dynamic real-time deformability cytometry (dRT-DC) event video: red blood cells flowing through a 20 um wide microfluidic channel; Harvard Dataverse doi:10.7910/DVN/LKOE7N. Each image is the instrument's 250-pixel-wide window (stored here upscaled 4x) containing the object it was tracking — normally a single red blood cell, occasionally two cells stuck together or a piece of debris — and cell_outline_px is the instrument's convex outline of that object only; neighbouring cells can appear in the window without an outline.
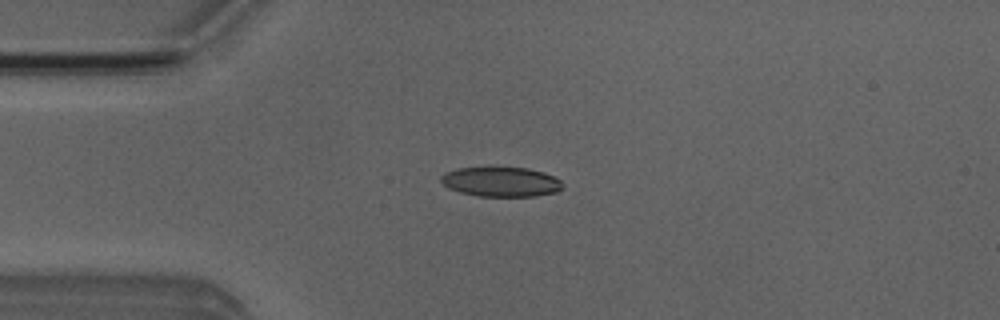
{"species": "Egyptian fruit bat (a non-hibernating species)", "species_latin": "Rousettus aegyptiacus", "temperature_condition": "room temperature", "stored_images_in_passage": 5, "camera_frame_rate_fps": 3000, "um_per_image_px": 0.085, "animal": {"sex": "male"}, "frame": {"image": 1, "passage_image": 3, "time_ms": 3.333, "image_size_px": [1000, 320], "cell_outline_px": [[564, 188], [556, 192], [536, 196], [476, 196], [460, 192], [448, 188], [440, 180], [440, 176], [444, 172], [456, 168], [492, 164], [528, 168], [544, 172], [560, 180]], "centroid_in_image_um": [42.54, 15.4], "position_along_channel_um": 42.5, "area_um2": 22.08}}